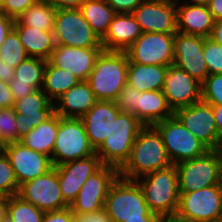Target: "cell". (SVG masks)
Here are the masks:
<instances>
[{"mask_svg":"<svg viewBox=\"0 0 222 222\" xmlns=\"http://www.w3.org/2000/svg\"><path fill=\"white\" fill-rule=\"evenodd\" d=\"M172 165L158 130L153 125L144 126L134 141L128 160L119 169V176L128 180H137L139 177Z\"/></svg>","mask_w":222,"mask_h":222,"instance_id":"obj_1","label":"cell"},{"mask_svg":"<svg viewBox=\"0 0 222 222\" xmlns=\"http://www.w3.org/2000/svg\"><path fill=\"white\" fill-rule=\"evenodd\" d=\"M127 71L126 52L102 50L87 80L96 99L115 101L127 84Z\"/></svg>","mask_w":222,"mask_h":222,"instance_id":"obj_2","label":"cell"},{"mask_svg":"<svg viewBox=\"0 0 222 222\" xmlns=\"http://www.w3.org/2000/svg\"><path fill=\"white\" fill-rule=\"evenodd\" d=\"M144 126L134 114L120 112L109 135L96 150L102 164L120 169L128 160L134 141Z\"/></svg>","mask_w":222,"mask_h":222,"instance_id":"obj_3","label":"cell"},{"mask_svg":"<svg viewBox=\"0 0 222 222\" xmlns=\"http://www.w3.org/2000/svg\"><path fill=\"white\" fill-rule=\"evenodd\" d=\"M136 181L151 212L158 216L176 214L180 193L175 165L146 174Z\"/></svg>","mask_w":222,"mask_h":222,"instance_id":"obj_4","label":"cell"},{"mask_svg":"<svg viewBox=\"0 0 222 222\" xmlns=\"http://www.w3.org/2000/svg\"><path fill=\"white\" fill-rule=\"evenodd\" d=\"M104 210L113 222H123L126 219L141 218V216H158L150 211L143 190L137 181L120 176L109 189Z\"/></svg>","mask_w":222,"mask_h":222,"instance_id":"obj_5","label":"cell"},{"mask_svg":"<svg viewBox=\"0 0 222 222\" xmlns=\"http://www.w3.org/2000/svg\"><path fill=\"white\" fill-rule=\"evenodd\" d=\"M179 192H192L219 185L222 177V159L218 150H209L201 157L175 164Z\"/></svg>","mask_w":222,"mask_h":222,"instance_id":"obj_6","label":"cell"},{"mask_svg":"<svg viewBox=\"0 0 222 222\" xmlns=\"http://www.w3.org/2000/svg\"><path fill=\"white\" fill-rule=\"evenodd\" d=\"M96 151L91 146L81 118L61 117L51 161L58 166L68 161L89 157Z\"/></svg>","mask_w":222,"mask_h":222,"instance_id":"obj_7","label":"cell"},{"mask_svg":"<svg viewBox=\"0 0 222 222\" xmlns=\"http://www.w3.org/2000/svg\"><path fill=\"white\" fill-rule=\"evenodd\" d=\"M153 126L160 133L173 165L201 157L209 151L204 143L185 128L175 115Z\"/></svg>","mask_w":222,"mask_h":222,"instance_id":"obj_8","label":"cell"},{"mask_svg":"<svg viewBox=\"0 0 222 222\" xmlns=\"http://www.w3.org/2000/svg\"><path fill=\"white\" fill-rule=\"evenodd\" d=\"M176 214L187 222L222 221V191L220 184L192 192H179Z\"/></svg>","mask_w":222,"mask_h":222,"instance_id":"obj_9","label":"cell"},{"mask_svg":"<svg viewBox=\"0 0 222 222\" xmlns=\"http://www.w3.org/2000/svg\"><path fill=\"white\" fill-rule=\"evenodd\" d=\"M53 34L56 45L103 48L101 39L85 20L80 9L57 10Z\"/></svg>","mask_w":222,"mask_h":222,"instance_id":"obj_10","label":"cell"},{"mask_svg":"<svg viewBox=\"0 0 222 222\" xmlns=\"http://www.w3.org/2000/svg\"><path fill=\"white\" fill-rule=\"evenodd\" d=\"M174 38L175 34L143 32L125 51L128 62L145 65H173Z\"/></svg>","mask_w":222,"mask_h":222,"instance_id":"obj_11","label":"cell"},{"mask_svg":"<svg viewBox=\"0 0 222 222\" xmlns=\"http://www.w3.org/2000/svg\"><path fill=\"white\" fill-rule=\"evenodd\" d=\"M118 177L119 169L103 165L83 184L75 200L69 206L71 211L86 214L104 209L109 189Z\"/></svg>","mask_w":222,"mask_h":222,"instance_id":"obj_12","label":"cell"},{"mask_svg":"<svg viewBox=\"0 0 222 222\" xmlns=\"http://www.w3.org/2000/svg\"><path fill=\"white\" fill-rule=\"evenodd\" d=\"M18 196L43 212L60 210L69 206L62 197L55 167L46 174L20 185Z\"/></svg>","mask_w":222,"mask_h":222,"instance_id":"obj_13","label":"cell"},{"mask_svg":"<svg viewBox=\"0 0 222 222\" xmlns=\"http://www.w3.org/2000/svg\"><path fill=\"white\" fill-rule=\"evenodd\" d=\"M174 115L209 150H218L221 141L211 104L200 100L190 106L176 109Z\"/></svg>","mask_w":222,"mask_h":222,"instance_id":"obj_14","label":"cell"},{"mask_svg":"<svg viewBox=\"0 0 222 222\" xmlns=\"http://www.w3.org/2000/svg\"><path fill=\"white\" fill-rule=\"evenodd\" d=\"M132 15L142 32L164 34L177 32L176 0H144Z\"/></svg>","mask_w":222,"mask_h":222,"instance_id":"obj_15","label":"cell"},{"mask_svg":"<svg viewBox=\"0 0 222 222\" xmlns=\"http://www.w3.org/2000/svg\"><path fill=\"white\" fill-rule=\"evenodd\" d=\"M204 37L175 33L174 65L202 83L209 75L204 59Z\"/></svg>","mask_w":222,"mask_h":222,"instance_id":"obj_16","label":"cell"},{"mask_svg":"<svg viewBox=\"0 0 222 222\" xmlns=\"http://www.w3.org/2000/svg\"><path fill=\"white\" fill-rule=\"evenodd\" d=\"M14 169L19 186L46 174L54 166L51 158L20 142L9 143L3 149Z\"/></svg>","mask_w":222,"mask_h":222,"instance_id":"obj_17","label":"cell"},{"mask_svg":"<svg viewBox=\"0 0 222 222\" xmlns=\"http://www.w3.org/2000/svg\"><path fill=\"white\" fill-rule=\"evenodd\" d=\"M102 166L103 164L96 153L86 158L54 166L57 169L62 197L69 206L75 200L86 180Z\"/></svg>","mask_w":222,"mask_h":222,"instance_id":"obj_18","label":"cell"},{"mask_svg":"<svg viewBox=\"0 0 222 222\" xmlns=\"http://www.w3.org/2000/svg\"><path fill=\"white\" fill-rule=\"evenodd\" d=\"M13 109L16 113L15 126L20 138L55 113L54 103L48 99L42 89L22 99L15 100Z\"/></svg>","mask_w":222,"mask_h":222,"instance_id":"obj_19","label":"cell"},{"mask_svg":"<svg viewBox=\"0 0 222 222\" xmlns=\"http://www.w3.org/2000/svg\"><path fill=\"white\" fill-rule=\"evenodd\" d=\"M201 86L197 79L173 64L168 67L163 93L168 105L175 111L200 101Z\"/></svg>","mask_w":222,"mask_h":222,"instance_id":"obj_20","label":"cell"},{"mask_svg":"<svg viewBox=\"0 0 222 222\" xmlns=\"http://www.w3.org/2000/svg\"><path fill=\"white\" fill-rule=\"evenodd\" d=\"M103 48H78L56 45L48 61L74 74L80 81L88 80L96 58Z\"/></svg>","mask_w":222,"mask_h":222,"instance_id":"obj_21","label":"cell"},{"mask_svg":"<svg viewBox=\"0 0 222 222\" xmlns=\"http://www.w3.org/2000/svg\"><path fill=\"white\" fill-rule=\"evenodd\" d=\"M115 101L98 100L81 117L91 146L96 151L109 135L112 124L120 113Z\"/></svg>","mask_w":222,"mask_h":222,"instance_id":"obj_22","label":"cell"},{"mask_svg":"<svg viewBox=\"0 0 222 222\" xmlns=\"http://www.w3.org/2000/svg\"><path fill=\"white\" fill-rule=\"evenodd\" d=\"M142 33L132 13H117L101 39L103 50L125 52Z\"/></svg>","mask_w":222,"mask_h":222,"instance_id":"obj_23","label":"cell"},{"mask_svg":"<svg viewBox=\"0 0 222 222\" xmlns=\"http://www.w3.org/2000/svg\"><path fill=\"white\" fill-rule=\"evenodd\" d=\"M47 60L27 57L14 71V79L9 83L14 100L22 99L42 89Z\"/></svg>","mask_w":222,"mask_h":222,"instance_id":"obj_24","label":"cell"},{"mask_svg":"<svg viewBox=\"0 0 222 222\" xmlns=\"http://www.w3.org/2000/svg\"><path fill=\"white\" fill-rule=\"evenodd\" d=\"M176 9L177 32L209 38L214 20L208 6L176 0Z\"/></svg>","mask_w":222,"mask_h":222,"instance_id":"obj_25","label":"cell"},{"mask_svg":"<svg viewBox=\"0 0 222 222\" xmlns=\"http://www.w3.org/2000/svg\"><path fill=\"white\" fill-rule=\"evenodd\" d=\"M98 100L87 80L65 92L54 102L55 113L66 118H81Z\"/></svg>","mask_w":222,"mask_h":222,"instance_id":"obj_26","label":"cell"},{"mask_svg":"<svg viewBox=\"0 0 222 222\" xmlns=\"http://www.w3.org/2000/svg\"><path fill=\"white\" fill-rule=\"evenodd\" d=\"M168 67L128 62L127 84L141 92L163 90Z\"/></svg>","mask_w":222,"mask_h":222,"instance_id":"obj_27","label":"cell"},{"mask_svg":"<svg viewBox=\"0 0 222 222\" xmlns=\"http://www.w3.org/2000/svg\"><path fill=\"white\" fill-rule=\"evenodd\" d=\"M29 57L48 60L56 47L53 32L43 31L23 24H14Z\"/></svg>","mask_w":222,"mask_h":222,"instance_id":"obj_28","label":"cell"},{"mask_svg":"<svg viewBox=\"0 0 222 222\" xmlns=\"http://www.w3.org/2000/svg\"><path fill=\"white\" fill-rule=\"evenodd\" d=\"M174 115L168 105L163 90L142 92L139 95L138 119L145 125L151 126Z\"/></svg>","mask_w":222,"mask_h":222,"instance_id":"obj_29","label":"cell"},{"mask_svg":"<svg viewBox=\"0 0 222 222\" xmlns=\"http://www.w3.org/2000/svg\"><path fill=\"white\" fill-rule=\"evenodd\" d=\"M59 119L60 115L54 113L45 122L29 131L19 142L51 158L57 136Z\"/></svg>","mask_w":222,"mask_h":222,"instance_id":"obj_30","label":"cell"},{"mask_svg":"<svg viewBox=\"0 0 222 222\" xmlns=\"http://www.w3.org/2000/svg\"><path fill=\"white\" fill-rule=\"evenodd\" d=\"M79 82L80 80L74 74L52 65L47 60L42 92L51 102L57 101L65 92Z\"/></svg>","mask_w":222,"mask_h":222,"instance_id":"obj_31","label":"cell"},{"mask_svg":"<svg viewBox=\"0 0 222 222\" xmlns=\"http://www.w3.org/2000/svg\"><path fill=\"white\" fill-rule=\"evenodd\" d=\"M80 10L100 39L106 35L110 23L117 14L106 0H85Z\"/></svg>","mask_w":222,"mask_h":222,"instance_id":"obj_32","label":"cell"},{"mask_svg":"<svg viewBox=\"0 0 222 222\" xmlns=\"http://www.w3.org/2000/svg\"><path fill=\"white\" fill-rule=\"evenodd\" d=\"M57 9L38 0L16 19L14 24H23L43 31L54 32Z\"/></svg>","mask_w":222,"mask_h":222,"instance_id":"obj_33","label":"cell"},{"mask_svg":"<svg viewBox=\"0 0 222 222\" xmlns=\"http://www.w3.org/2000/svg\"><path fill=\"white\" fill-rule=\"evenodd\" d=\"M43 216V211L23 200L20 196L10 197L7 218L12 222H42Z\"/></svg>","mask_w":222,"mask_h":222,"instance_id":"obj_34","label":"cell"},{"mask_svg":"<svg viewBox=\"0 0 222 222\" xmlns=\"http://www.w3.org/2000/svg\"><path fill=\"white\" fill-rule=\"evenodd\" d=\"M28 56L17 31L13 28L0 46V59L11 67L16 68Z\"/></svg>","mask_w":222,"mask_h":222,"instance_id":"obj_35","label":"cell"},{"mask_svg":"<svg viewBox=\"0 0 222 222\" xmlns=\"http://www.w3.org/2000/svg\"><path fill=\"white\" fill-rule=\"evenodd\" d=\"M19 188L11 162L4 152H0V195H18Z\"/></svg>","mask_w":222,"mask_h":222,"instance_id":"obj_36","label":"cell"},{"mask_svg":"<svg viewBox=\"0 0 222 222\" xmlns=\"http://www.w3.org/2000/svg\"><path fill=\"white\" fill-rule=\"evenodd\" d=\"M201 100L222 105V74H211L201 83Z\"/></svg>","mask_w":222,"mask_h":222,"instance_id":"obj_37","label":"cell"},{"mask_svg":"<svg viewBox=\"0 0 222 222\" xmlns=\"http://www.w3.org/2000/svg\"><path fill=\"white\" fill-rule=\"evenodd\" d=\"M15 121L16 113L13 107L0 109V134L5 144L19 142L21 139Z\"/></svg>","mask_w":222,"mask_h":222,"instance_id":"obj_38","label":"cell"},{"mask_svg":"<svg viewBox=\"0 0 222 222\" xmlns=\"http://www.w3.org/2000/svg\"><path fill=\"white\" fill-rule=\"evenodd\" d=\"M204 59L209 75L222 74V45L204 38Z\"/></svg>","mask_w":222,"mask_h":222,"instance_id":"obj_39","label":"cell"},{"mask_svg":"<svg viewBox=\"0 0 222 222\" xmlns=\"http://www.w3.org/2000/svg\"><path fill=\"white\" fill-rule=\"evenodd\" d=\"M139 95L141 91L126 84L118 94L115 103L121 112L134 114L138 118Z\"/></svg>","mask_w":222,"mask_h":222,"instance_id":"obj_40","label":"cell"},{"mask_svg":"<svg viewBox=\"0 0 222 222\" xmlns=\"http://www.w3.org/2000/svg\"><path fill=\"white\" fill-rule=\"evenodd\" d=\"M37 1L38 0H4L1 6V11L15 20L28 7L34 5Z\"/></svg>","mask_w":222,"mask_h":222,"instance_id":"obj_41","label":"cell"},{"mask_svg":"<svg viewBox=\"0 0 222 222\" xmlns=\"http://www.w3.org/2000/svg\"><path fill=\"white\" fill-rule=\"evenodd\" d=\"M42 222H74V213L70 207L51 212H44Z\"/></svg>","mask_w":222,"mask_h":222,"instance_id":"obj_42","label":"cell"},{"mask_svg":"<svg viewBox=\"0 0 222 222\" xmlns=\"http://www.w3.org/2000/svg\"><path fill=\"white\" fill-rule=\"evenodd\" d=\"M144 0H106L116 13H132Z\"/></svg>","mask_w":222,"mask_h":222,"instance_id":"obj_43","label":"cell"},{"mask_svg":"<svg viewBox=\"0 0 222 222\" xmlns=\"http://www.w3.org/2000/svg\"><path fill=\"white\" fill-rule=\"evenodd\" d=\"M74 222H113L104 209L94 212L79 214L74 213Z\"/></svg>","mask_w":222,"mask_h":222,"instance_id":"obj_44","label":"cell"},{"mask_svg":"<svg viewBox=\"0 0 222 222\" xmlns=\"http://www.w3.org/2000/svg\"><path fill=\"white\" fill-rule=\"evenodd\" d=\"M14 102L15 100L9 84L0 81V109L11 108Z\"/></svg>","mask_w":222,"mask_h":222,"instance_id":"obj_45","label":"cell"},{"mask_svg":"<svg viewBox=\"0 0 222 222\" xmlns=\"http://www.w3.org/2000/svg\"><path fill=\"white\" fill-rule=\"evenodd\" d=\"M15 20L7 16L3 11L0 10V46L3 44L5 38L14 28Z\"/></svg>","mask_w":222,"mask_h":222,"instance_id":"obj_46","label":"cell"},{"mask_svg":"<svg viewBox=\"0 0 222 222\" xmlns=\"http://www.w3.org/2000/svg\"><path fill=\"white\" fill-rule=\"evenodd\" d=\"M48 3L57 10L60 9H80L85 0H40Z\"/></svg>","mask_w":222,"mask_h":222,"instance_id":"obj_47","label":"cell"},{"mask_svg":"<svg viewBox=\"0 0 222 222\" xmlns=\"http://www.w3.org/2000/svg\"><path fill=\"white\" fill-rule=\"evenodd\" d=\"M14 71V67L9 66L0 59V81L9 84L14 79Z\"/></svg>","mask_w":222,"mask_h":222,"instance_id":"obj_48","label":"cell"},{"mask_svg":"<svg viewBox=\"0 0 222 222\" xmlns=\"http://www.w3.org/2000/svg\"><path fill=\"white\" fill-rule=\"evenodd\" d=\"M209 39L222 45V19L214 21Z\"/></svg>","mask_w":222,"mask_h":222,"instance_id":"obj_49","label":"cell"},{"mask_svg":"<svg viewBox=\"0 0 222 222\" xmlns=\"http://www.w3.org/2000/svg\"><path fill=\"white\" fill-rule=\"evenodd\" d=\"M208 8L214 21L222 19V0H210Z\"/></svg>","mask_w":222,"mask_h":222,"instance_id":"obj_50","label":"cell"},{"mask_svg":"<svg viewBox=\"0 0 222 222\" xmlns=\"http://www.w3.org/2000/svg\"><path fill=\"white\" fill-rule=\"evenodd\" d=\"M212 110L214 113L218 136L221 141L222 140V105H212Z\"/></svg>","mask_w":222,"mask_h":222,"instance_id":"obj_51","label":"cell"},{"mask_svg":"<svg viewBox=\"0 0 222 222\" xmlns=\"http://www.w3.org/2000/svg\"><path fill=\"white\" fill-rule=\"evenodd\" d=\"M9 199V196L0 195V222L7 218Z\"/></svg>","mask_w":222,"mask_h":222,"instance_id":"obj_52","label":"cell"},{"mask_svg":"<svg viewBox=\"0 0 222 222\" xmlns=\"http://www.w3.org/2000/svg\"><path fill=\"white\" fill-rule=\"evenodd\" d=\"M156 222H187L177 214L173 215H159Z\"/></svg>","mask_w":222,"mask_h":222,"instance_id":"obj_53","label":"cell"},{"mask_svg":"<svg viewBox=\"0 0 222 222\" xmlns=\"http://www.w3.org/2000/svg\"><path fill=\"white\" fill-rule=\"evenodd\" d=\"M158 216H141V218L126 219L123 222H156Z\"/></svg>","mask_w":222,"mask_h":222,"instance_id":"obj_54","label":"cell"},{"mask_svg":"<svg viewBox=\"0 0 222 222\" xmlns=\"http://www.w3.org/2000/svg\"><path fill=\"white\" fill-rule=\"evenodd\" d=\"M185 2L193 4V5H205L208 6L210 0H185Z\"/></svg>","mask_w":222,"mask_h":222,"instance_id":"obj_55","label":"cell"},{"mask_svg":"<svg viewBox=\"0 0 222 222\" xmlns=\"http://www.w3.org/2000/svg\"><path fill=\"white\" fill-rule=\"evenodd\" d=\"M6 146V144L3 141V138L0 134V152H3L4 147Z\"/></svg>","mask_w":222,"mask_h":222,"instance_id":"obj_56","label":"cell"},{"mask_svg":"<svg viewBox=\"0 0 222 222\" xmlns=\"http://www.w3.org/2000/svg\"><path fill=\"white\" fill-rule=\"evenodd\" d=\"M218 152H219V154H220V156H221V159H222V140H221V142H220V146H219V148H218Z\"/></svg>","mask_w":222,"mask_h":222,"instance_id":"obj_57","label":"cell"},{"mask_svg":"<svg viewBox=\"0 0 222 222\" xmlns=\"http://www.w3.org/2000/svg\"><path fill=\"white\" fill-rule=\"evenodd\" d=\"M4 0H0V10Z\"/></svg>","mask_w":222,"mask_h":222,"instance_id":"obj_58","label":"cell"},{"mask_svg":"<svg viewBox=\"0 0 222 222\" xmlns=\"http://www.w3.org/2000/svg\"><path fill=\"white\" fill-rule=\"evenodd\" d=\"M220 187H221V191H222V177H221V181H220Z\"/></svg>","mask_w":222,"mask_h":222,"instance_id":"obj_59","label":"cell"},{"mask_svg":"<svg viewBox=\"0 0 222 222\" xmlns=\"http://www.w3.org/2000/svg\"><path fill=\"white\" fill-rule=\"evenodd\" d=\"M6 222H12L9 218H6Z\"/></svg>","mask_w":222,"mask_h":222,"instance_id":"obj_60","label":"cell"}]
</instances>
